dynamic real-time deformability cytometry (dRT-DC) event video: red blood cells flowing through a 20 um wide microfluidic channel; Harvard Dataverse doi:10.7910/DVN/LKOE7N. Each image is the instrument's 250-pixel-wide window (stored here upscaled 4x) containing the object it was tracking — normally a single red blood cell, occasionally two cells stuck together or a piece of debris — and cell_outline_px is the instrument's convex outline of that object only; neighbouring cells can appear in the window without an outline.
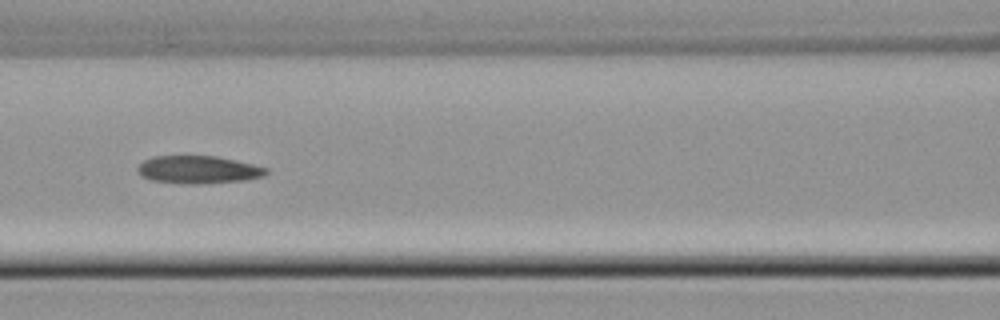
{"species": "common noctule bat (a hibernating species)", "species_latin": "Nyctalus noctula", "temperature_condition": "cold", "stored_images_in_passage": 35, "camera_frame_rate_fps": 3000, "um_per_image_px": 0.085, "animal": {"sex": "male", "body_mass_g": 21.5, "forearm_length_mm": 52.0}, "frame": {"image": 1, "passage_image": 11, "time_ms": 3.333, "image_size_px": [1000, 320], "cell_outline_px": [[268, 172], [264, 176], [244, 180], [204, 184], [188, 184], [152, 180], [140, 176], [136, 172], [136, 168], [144, 160], [152, 156], [216, 156], [236, 160], [268, 168]], "centroid_in_image_um": [16.83, 14.42], "position_along_channel_um": 149.8, "area_um2": 20.92}}